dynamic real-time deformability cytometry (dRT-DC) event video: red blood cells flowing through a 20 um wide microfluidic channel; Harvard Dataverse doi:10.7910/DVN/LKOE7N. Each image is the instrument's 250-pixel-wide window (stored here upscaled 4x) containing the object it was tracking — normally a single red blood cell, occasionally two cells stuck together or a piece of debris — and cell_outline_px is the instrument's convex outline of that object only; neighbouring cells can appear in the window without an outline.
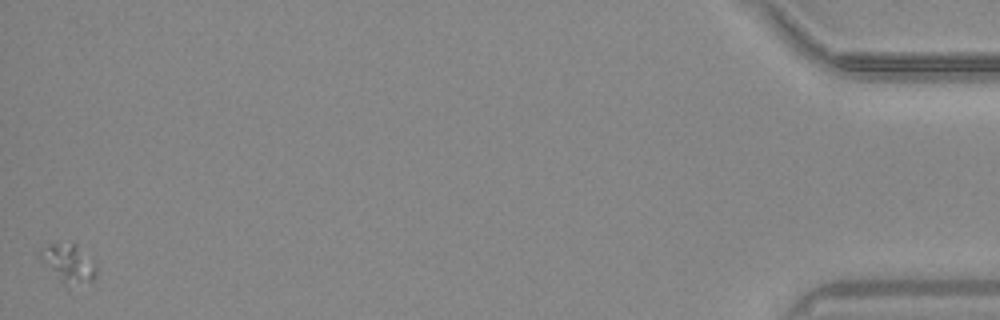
{"species": "common noctule bat (a hibernating species)", "species_latin": "Nyctalus noctula", "temperature_condition": "warm", "stored_images_in_passage": 44, "camera_frame_rate_fps": 3000, "um_per_image_px": 0.085, "animal": {"sex": "male", "body_mass_g": 20.4}, "frame": {"image": 1, "passage_image": 44, "time_ms": 14.333, "image_size_px": [1000, 320], "cell_outline_px": [[96, 280], [92, 284], [64, 284], [36, 252], [40, 248], [48, 244], [76, 244], [96, 264]], "centroid_in_image_um": [5.88, 22.39], "position_along_channel_um": 429.3, "area_um2": 12.31}}